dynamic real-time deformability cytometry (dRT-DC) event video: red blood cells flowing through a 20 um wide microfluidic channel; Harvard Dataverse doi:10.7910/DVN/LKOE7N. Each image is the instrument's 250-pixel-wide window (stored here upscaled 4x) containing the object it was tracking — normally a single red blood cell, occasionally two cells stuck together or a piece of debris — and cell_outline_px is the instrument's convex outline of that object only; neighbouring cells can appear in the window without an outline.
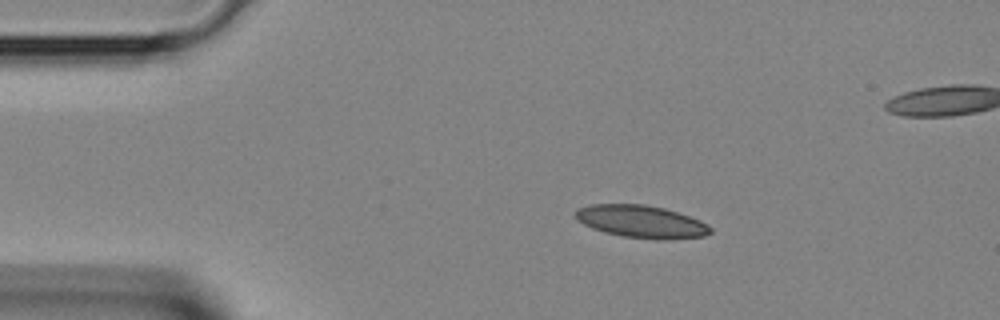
{"species": "Egyptian fruit bat (a non-hibernating species)", "species_latin": "Rousettus aegyptiacus", "temperature_condition": "room temperature", "stored_images_in_passage": 39, "segment_of_instrument_passage": [1, 2], "camera_frame_rate_fps": 3000, "um_per_image_px": 0.085, "animal": {"sex": "female"}, "frame": {"image": 1, "passage_image": 6, "time_ms": 1.667, "image_size_px": [1000, 320], "cell_outline_px": [[712, 232], [704, 236], [664, 240], [656, 240], [624, 236], [604, 232], [592, 228], [576, 220], [576, 208], [588, 204], [644, 204], [664, 208], [700, 220], [708, 224], [712, 228]], "centroid_in_image_um": [54.5, 18.83], "position_along_channel_um": 30.5, "area_um2": 25.66}}
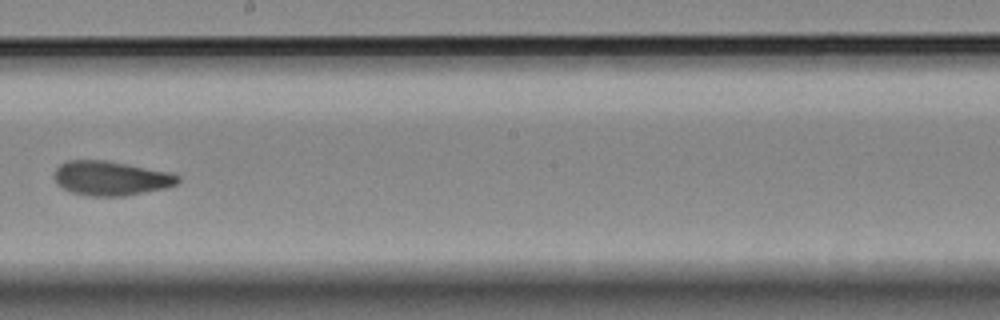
{"frame": {"image": 2, "passage_image": 21, "time_ms": 6.667, "image_size_px": [1000, 320], "cell_outline_px": [[180, 180], [176, 184], [168, 188], [128, 196], [88, 196], [72, 192], [60, 188], [56, 184], [52, 176], [56, 168], [60, 164], [68, 160], [104, 160], [168, 172], [180, 176]], "centroid_in_image_um": [9.39, 15.17], "position_along_channel_um": 238.8, "area_um2": 25.03}}
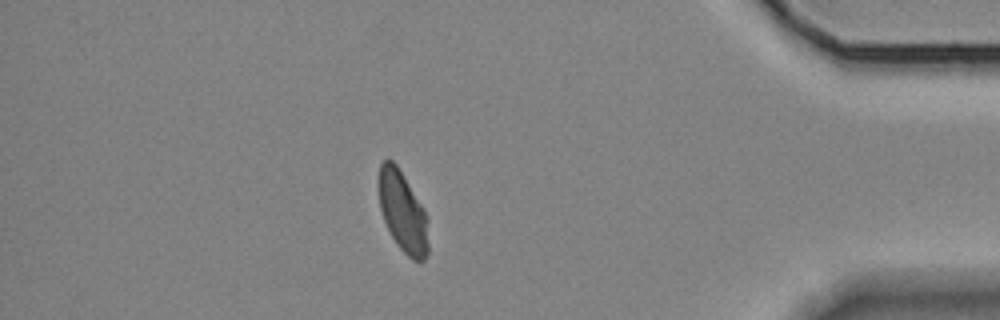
{"frame": {"image": 3, "passage_image": 33, "time_ms": 10.667, "image_size_px": [1000, 320], "cell_outline_px": [[428, 252], [424, 260], [412, 260], [396, 244], [384, 220], [380, 208], [380, 164], [388, 156], [396, 164], [424, 208], [428, 216]], "centroid_in_image_um": [34.27, 18.02], "position_along_channel_um": 400.9, "area_um2": 23.12}}